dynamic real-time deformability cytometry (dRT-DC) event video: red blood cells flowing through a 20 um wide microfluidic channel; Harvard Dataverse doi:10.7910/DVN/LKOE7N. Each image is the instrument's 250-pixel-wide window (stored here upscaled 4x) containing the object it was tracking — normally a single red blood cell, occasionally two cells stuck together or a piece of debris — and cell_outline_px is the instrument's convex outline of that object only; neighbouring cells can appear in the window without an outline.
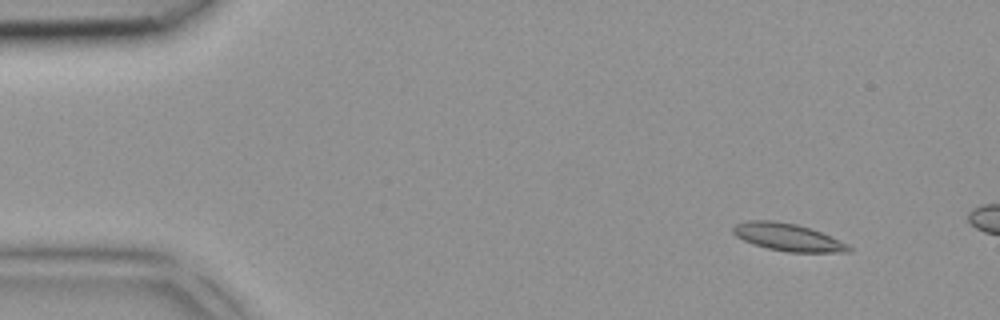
{"species": "common noctule bat (a hibernating species)", "species_latin": "Nyctalus noctula", "temperature_condition": "room temperature", "stored_images_in_passage": 3, "camera_frame_rate_fps": 3000, "um_per_image_px": 0.085, "animal": {"sex": "female", "body_mass_g": 18.4}, "frame": {"image": 1, "passage_image": 1, "time_ms": 0.0, "image_size_px": [1000, 320], "cell_outline_px": [[852, 252], [788, 252], [768, 248], [744, 240], [736, 236], [732, 232], [732, 228], [736, 224], [748, 220], [772, 220], [796, 224], [820, 232], [848, 244], [852, 248]], "centroid_in_image_um": [66.96, 20.16], "position_along_channel_um": 18.0, "area_um2": 18.26}}